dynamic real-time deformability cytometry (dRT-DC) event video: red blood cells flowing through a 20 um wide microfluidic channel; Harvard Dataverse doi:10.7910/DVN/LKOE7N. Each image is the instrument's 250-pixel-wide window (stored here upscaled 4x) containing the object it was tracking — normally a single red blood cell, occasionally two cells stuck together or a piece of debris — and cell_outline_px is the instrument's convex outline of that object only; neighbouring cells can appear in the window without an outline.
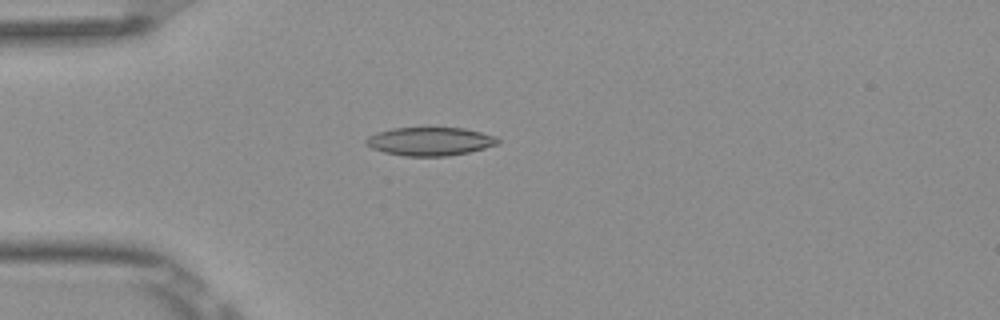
{"species": "Egyptian fruit bat (a non-hibernating species)", "species_latin": "Rousettus aegyptiacus", "temperature_condition": "room temperature", "stored_images_in_passage": 53, "camera_frame_rate_fps": 3000, "um_per_image_px": 0.085, "frame": {"image": 1, "passage_image": 15, "time_ms": 4.667, "image_size_px": [1000, 320], "cell_outline_px": [[500, 144], [468, 152], [448, 156], [404, 156], [384, 152], [372, 148], [364, 144], [364, 140], [368, 136], [376, 132], [392, 128], [464, 128], [496, 136], [500, 140]], "centroid_in_image_um": [36.53, 12.02], "position_along_channel_um": 48.5, "area_um2": 21.91}}
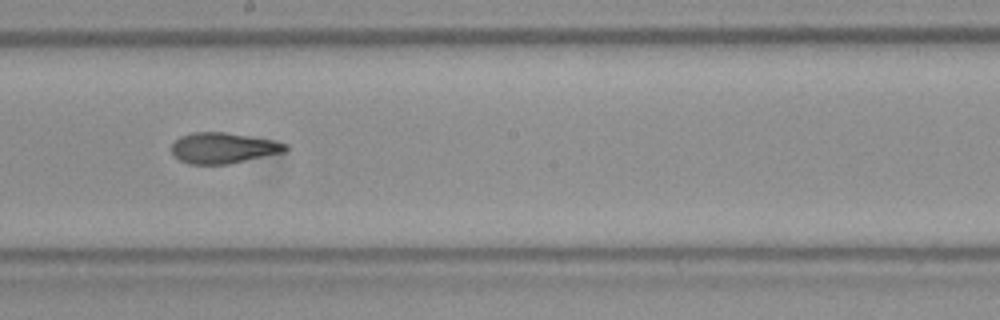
{"frame": {"image": 2, "passage_image": 30, "time_ms": 9.667, "image_size_px": [1000, 320], "cell_outline_px": [[288, 148], [284, 152], [228, 164], [188, 164], [172, 156], [172, 144], [180, 136], [192, 132], [224, 132], [272, 140], [288, 144]], "centroid_in_image_um": [18.94, 12.58], "position_along_channel_um": 229.3, "area_um2": 20.35}}
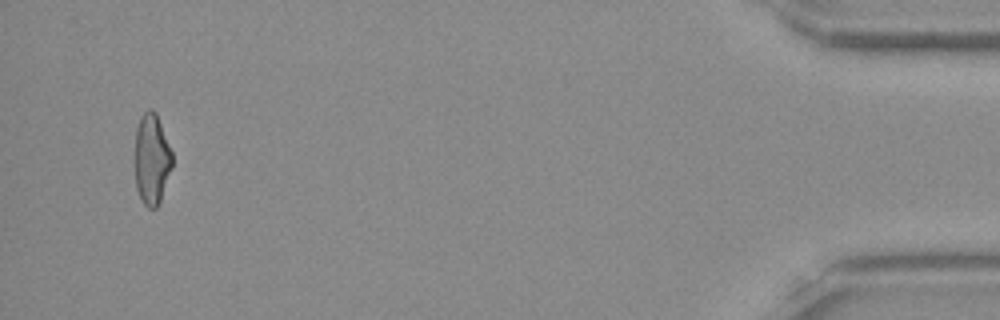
{"frame": {"image": 3, "passage_image": 51, "time_ms": 16.667, "image_size_px": [1000, 320], "cell_outline_px": [[172, 168], [160, 204], [156, 208], [148, 208], [144, 204], [136, 188], [136, 128], [140, 116], [148, 108], [152, 108], [156, 112], [172, 152]], "centroid_in_image_um": [12.92, 13.53], "position_along_channel_um": 422.3, "area_um2": 19.83}, "authors_computed_cell_mechanics": {"area_um2": 20.6924, "velocity_mm_per_s": 3.8965, "shape_relaxation_time_tau1_ms": 7.752, "shape_relaxation_time_tau2_ms": 1.5419, "deformation_change_tau1": 0.2137, "deformation_change_tau2": 0.0808}}